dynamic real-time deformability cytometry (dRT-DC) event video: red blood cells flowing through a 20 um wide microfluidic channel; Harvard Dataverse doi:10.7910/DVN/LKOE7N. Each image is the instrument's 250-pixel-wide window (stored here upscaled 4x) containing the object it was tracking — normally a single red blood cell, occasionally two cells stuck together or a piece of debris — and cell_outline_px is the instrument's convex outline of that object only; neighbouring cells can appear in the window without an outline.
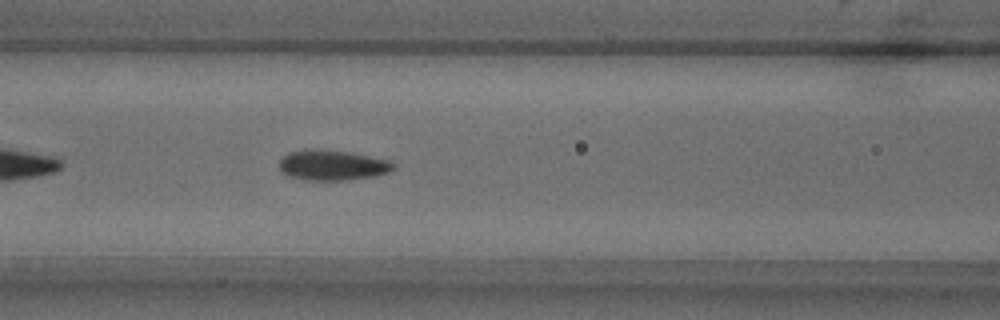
{"species": "common noctule bat (a hibernating species)", "species_latin": "Nyctalus noctula", "temperature_condition": "warm", "stored_images_in_passage": 39, "camera_frame_rate_fps": 3000, "um_per_image_px": 0.085, "animal": {"sex": "male", "body_mass_g": 18.8}, "frame": {"image": 1, "passage_image": 9, "time_ms": 2.667, "image_size_px": [1000, 320], "cell_outline_px": [[396, 168], [388, 172], [376, 176], [348, 180], [304, 180], [288, 176], [280, 172], [280, 160], [288, 152], [312, 148], [316, 148], [348, 152], [388, 160], [396, 164]], "centroid_in_image_um": [28.24, 14.04], "position_along_channel_um": 138.4, "area_um2": 20.35}}
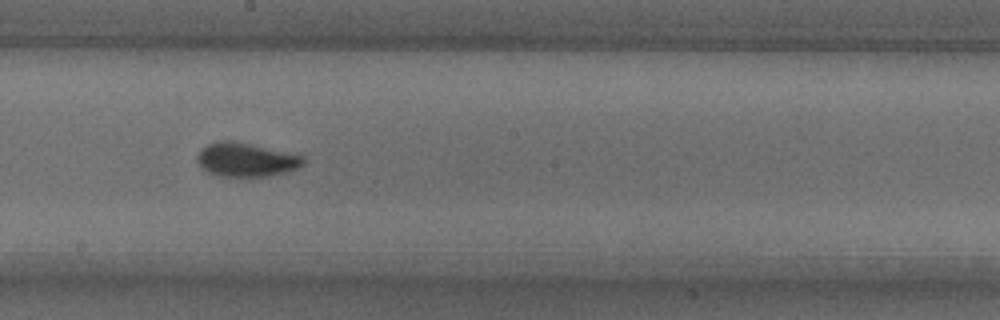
{"frame": {"image": 2, "passage_image": 16, "time_ms": 5.0, "image_size_px": [1000, 320], "cell_outline_px": [[304, 164], [296, 168], [268, 176], [220, 176], [208, 172], [196, 160], [196, 156], [200, 148], [216, 140], [232, 140], [304, 156]], "centroid_in_image_um": [20.86, 13.55], "position_along_channel_um": 227.3, "area_um2": 20.69}}
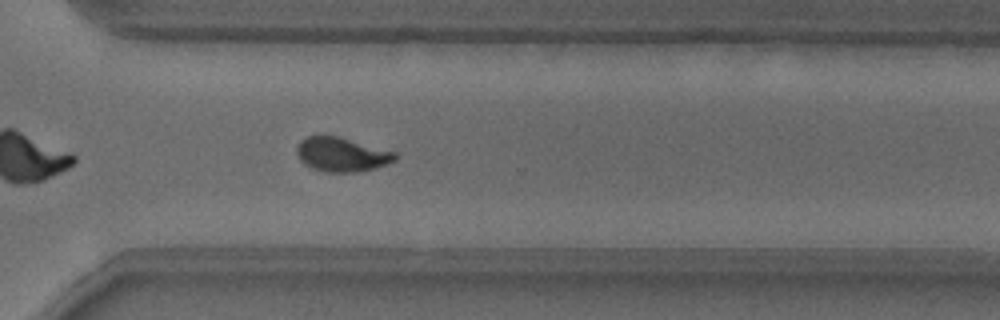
{"frame": {"image": 3, "passage_image": 25, "time_ms": 8.0, "image_size_px": [1000, 320], "cell_outline_px": [[396, 160], [388, 164], [376, 168], [356, 172], [328, 172], [312, 168], [304, 164], [300, 160], [296, 152], [296, 144], [304, 136], [340, 136], [396, 152]], "centroid_in_image_um": [29.03, 13.12], "position_along_channel_um": 341.6, "area_um2": 19.83}, "authors_computed_cell_mechanics": {"area_um2": 20.3456, "velocity_mm_per_s": 3.8153, "shape_relaxation_time_tau1_ms": 3.7486, "shape_relaxation_time_tau2_ms": 0.9796, "deformation_change_tau1": 0.1542, "deformation_change_tau2": 0.0551}}